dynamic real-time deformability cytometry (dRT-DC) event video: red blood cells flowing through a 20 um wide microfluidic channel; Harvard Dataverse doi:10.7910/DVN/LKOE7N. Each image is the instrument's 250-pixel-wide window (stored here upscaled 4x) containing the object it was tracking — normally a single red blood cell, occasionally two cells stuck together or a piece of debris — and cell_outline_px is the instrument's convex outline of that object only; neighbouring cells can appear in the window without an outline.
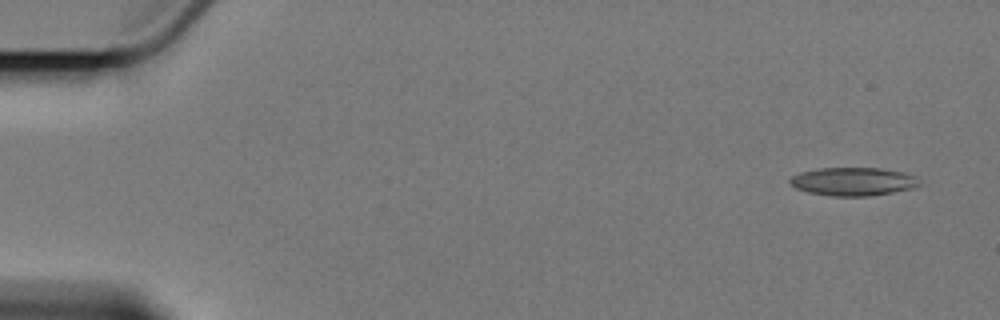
{"species": "Egyptian fruit bat (a non-hibernating species)", "species_latin": "Rousettus aegyptiacus", "temperature_condition": "cold", "stored_images_in_passage": 5, "camera_frame_rate_fps": 3000, "um_per_image_px": 0.085, "animal": {"sex": "female"}, "frame": {"image": 1, "passage_image": 1, "time_ms": 0.0, "image_size_px": [1000, 320], "cell_outline_px": [[920, 184], [916, 188], [868, 196], [832, 196], [808, 192], [796, 188], [788, 180], [792, 176], [800, 172], [816, 168], [880, 168], [900, 172], [916, 176]], "centroid_in_image_um": [72.51, 15.43], "position_along_channel_um": 12.5, "area_um2": 21.27}}
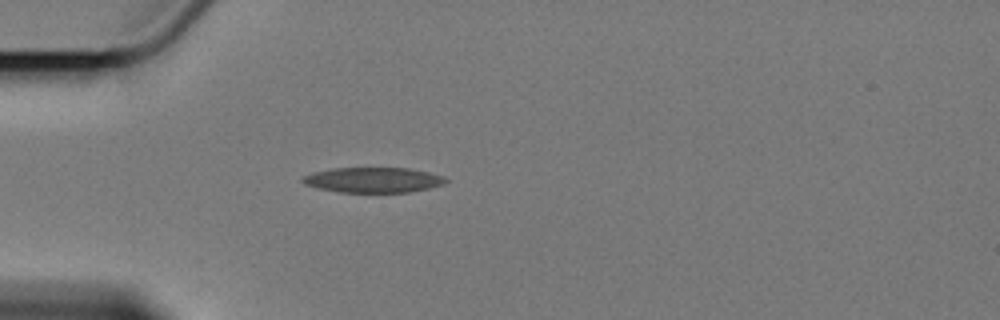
{"frame": {"image": 2, "passage_image": 5, "time_ms": 4.667, "image_size_px": [1000, 320], "cell_outline_px": [[448, 180], [444, 184], [428, 188], [408, 192], [340, 192], [320, 188], [308, 184], [300, 180], [304, 176], [312, 172], [332, 168], [408, 168], [428, 172], [444, 176]], "centroid_in_image_um": [31.75, 15.29], "position_along_channel_um": 53.3, "area_um2": 20.81}}